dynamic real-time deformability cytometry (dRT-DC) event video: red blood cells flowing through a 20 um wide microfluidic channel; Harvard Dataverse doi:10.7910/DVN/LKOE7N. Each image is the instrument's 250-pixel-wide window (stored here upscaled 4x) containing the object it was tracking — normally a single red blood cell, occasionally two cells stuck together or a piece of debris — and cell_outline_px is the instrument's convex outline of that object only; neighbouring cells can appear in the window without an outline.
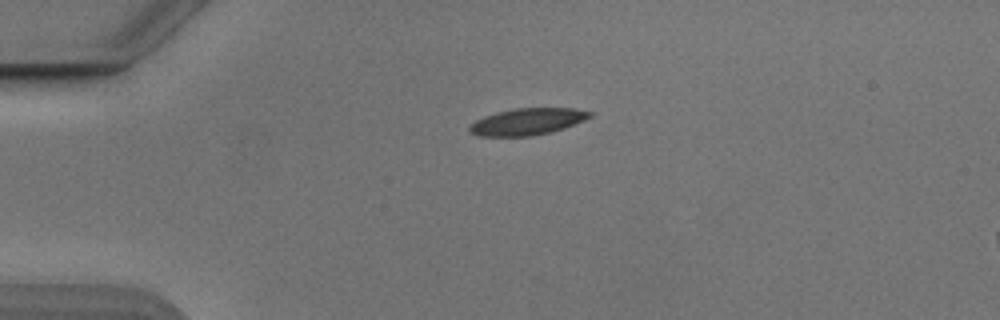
{"species": "Egyptian fruit bat (a non-hibernating species)", "species_latin": "Rousettus aegyptiacus", "temperature_condition": "cold", "stored_images_in_passage": 34, "camera_frame_rate_fps": 3000, "um_per_image_px": 0.085, "animal": {"sex": "male"}, "frame": {"image": 1, "passage_image": 1, "time_ms": 0.0, "image_size_px": [1000, 320], "cell_outline_px": [[592, 116], [584, 120], [564, 128], [552, 132], [532, 136], [476, 136], [468, 132], [468, 124], [484, 116], [496, 112], [512, 108], [572, 108], [592, 112]], "centroid_in_image_um": [44.77, 10.34], "position_along_channel_um": 40.2, "area_um2": 18.96}}
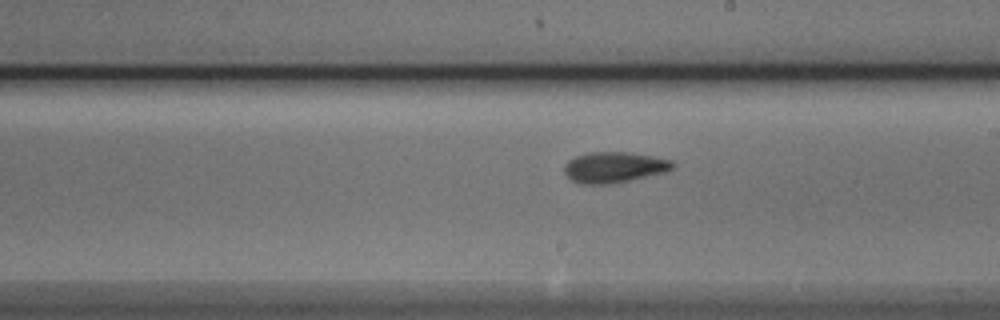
{"frame": {"image": 2, "passage_image": 19, "time_ms": 6.0, "image_size_px": [1000, 320], "cell_outline_px": [[676, 164], [672, 168], [664, 172], [612, 184], [580, 184], [572, 180], [564, 172], [564, 164], [568, 160], [576, 156], [588, 152], [632, 152], [672, 160]], "centroid_in_image_um": [52.18, 14.21], "position_along_channel_um": 236.8, "area_um2": 19.48}}
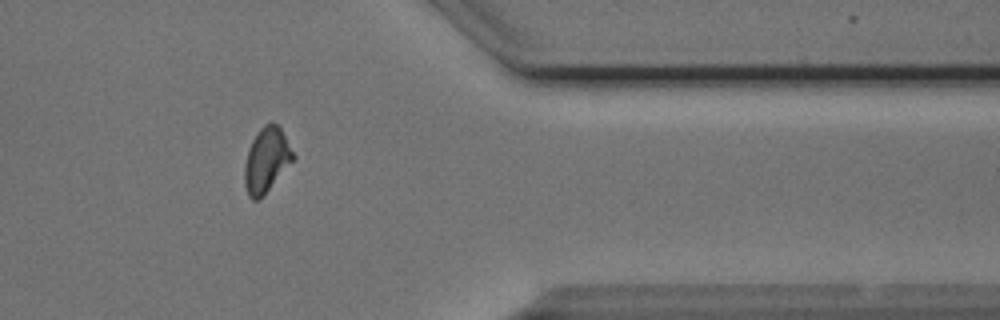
{"frame": {"image": 3, "passage_image": 32, "time_ms": 10.333, "image_size_px": [1000, 320], "cell_outline_px": [[296, 156], [260, 200], [252, 200], [248, 196], [244, 184], [244, 164], [248, 148], [252, 140], [260, 128], [264, 124], [272, 120], [280, 128]], "centroid_in_image_um": [22.62, 13.6], "position_along_channel_um": 388.8, "area_um2": 18.38}, "authors_computed_cell_mechanics": {"area_um2": 18.9584, "velocity_mm_per_s": 3.8585, "shape_relaxation_time_tau1_ms": 4.4307, "shape_relaxation_time_tau2_ms": 2.4132, "deformation_change_tau1": 0.1436, "deformation_change_tau2": 0.0845}}